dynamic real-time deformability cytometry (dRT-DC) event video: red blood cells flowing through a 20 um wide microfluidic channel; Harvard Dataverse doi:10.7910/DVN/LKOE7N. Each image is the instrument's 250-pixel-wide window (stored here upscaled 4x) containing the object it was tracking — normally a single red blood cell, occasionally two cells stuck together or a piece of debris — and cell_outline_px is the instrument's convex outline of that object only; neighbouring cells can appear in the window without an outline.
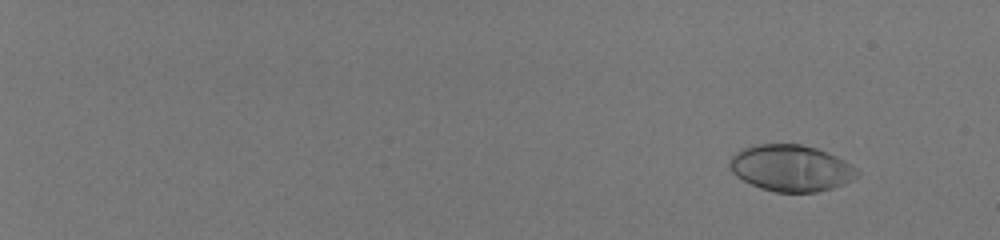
{"species": "human", "species_latin": "Homo sapiens", "temperature_condition": "room temperature", "stored_images_in_passage": 52, "camera_frame_rate_fps": 3000, "um_per_image_px": 0.085, "donor": {"sex": "male"}, "frame": {"image": 1, "passage_image": 1, "time_ms": 0.0, "image_size_px": [1000, 240], "cell_outline_px": [[860, 172], [852, 180], [844, 184], [832, 188], [816, 192], [776, 192], [760, 188], [736, 176], [732, 172], [728, 164], [732, 156], [736, 152], [744, 148], [760, 144], [800, 144], [816, 148], [836, 156], [844, 160], [856, 168]], "centroid_in_image_um": [67.23, 14.29], "position_along_channel_um": 17.8, "area_um2": 34.33}}
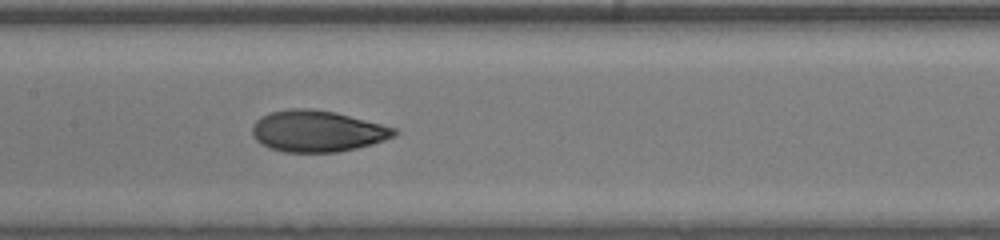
{"frame": {"image": 2, "passage_image": 30, "time_ms": 9.667, "image_size_px": [1000, 240], "cell_outline_px": [[400, 132], [396, 136], [372, 144], [356, 148], [336, 152], [284, 152], [268, 148], [260, 144], [256, 140], [252, 132], [252, 124], [260, 116], [272, 112], [288, 108], [312, 108], [336, 112], [396, 128]], "centroid_in_image_um": [26.96, 11.14], "position_along_channel_um": 180.4, "area_um2": 34.51}}
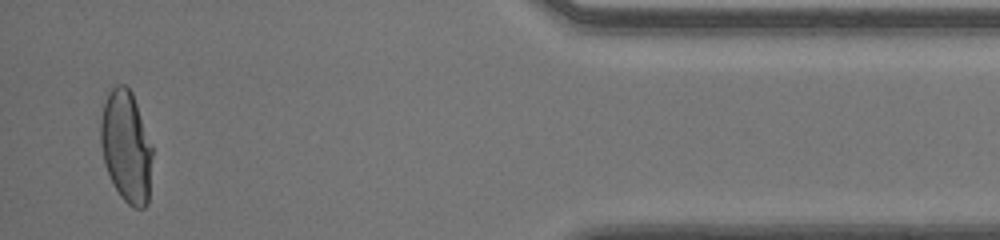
{"frame": {"image": 3, "passage_image": 51, "time_ms": 16.667, "image_size_px": [1000, 240], "cell_outline_px": [[152, 156], [148, 204], [144, 208], [132, 208], [120, 196], [104, 164], [100, 144], [100, 120], [104, 104], [108, 92], [116, 84], [124, 84], [132, 92], [152, 144]], "centroid_in_image_um": [10.73, 12.46], "position_along_channel_um": 424.5, "area_um2": 33.81}, "authors_computed_cell_mechanics": {"area_um2": 33.7263, "velocity_mm_per_s": 4.0878, "shape_relaxation_time_tau1_ms": 5.212, "shape_relaxation_time_tau2_ms": 0.7375, "deformation_change_tau1": 0.2342, "deformation_change_tau2": 0.0533}}